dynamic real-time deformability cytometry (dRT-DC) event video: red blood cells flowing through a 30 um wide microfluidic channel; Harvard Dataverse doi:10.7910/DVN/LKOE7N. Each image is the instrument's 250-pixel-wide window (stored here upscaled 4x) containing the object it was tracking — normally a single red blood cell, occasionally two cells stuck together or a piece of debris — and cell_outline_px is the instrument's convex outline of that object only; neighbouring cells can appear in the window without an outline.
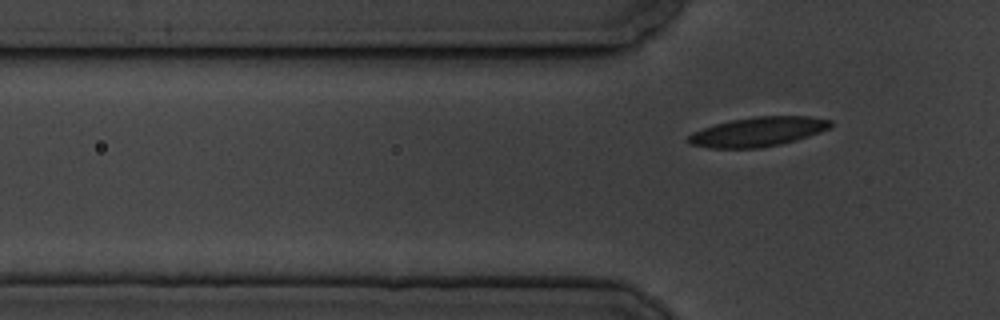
{"species": "common noctule bat (a hibernating species)", "species_latin": "Nyctalus noctula", "temperature_condition": "cold", "stored_images_in_passage": 7, "segment_of_instrument_passage": [2, 2], "camera_frame_rate_fps": 3000, "um_per_image_px": 0.085, "animal": {"sex": "male", "body_mass_g": 19.5, "forearm_length_mm": 54.6}, "frame": {"image": 1, "passage_image": 7, "time_ms": 7.0, "image_size_px": [1000, 320], "cell_outline_px": [[832, 124], [828, 128], [820, 132], [796, 140], [780, 144], [760, 148], [708, 148], [688, 144], [688, 136], [692, 132], [716, 124], [732, 120], [756, 116], [808, 116], [832, 120]], "centroid_in_image_um": [64.41, 11.2], "position_along_channel_um": 61.4, "area_um2": 24.28}}